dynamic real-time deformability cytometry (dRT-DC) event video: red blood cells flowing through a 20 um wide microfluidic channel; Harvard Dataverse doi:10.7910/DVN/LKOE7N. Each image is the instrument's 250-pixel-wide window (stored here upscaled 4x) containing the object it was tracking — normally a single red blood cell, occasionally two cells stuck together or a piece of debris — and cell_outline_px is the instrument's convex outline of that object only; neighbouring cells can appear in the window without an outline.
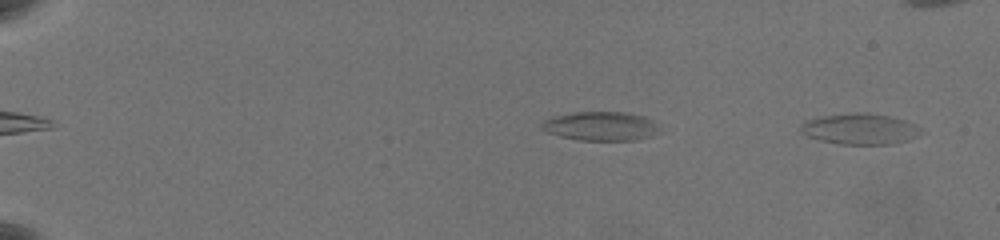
{"species": "common noctule bat (a hibernating species)", "species_latin": "Nyctalus noctula", "temperature_condition": "warm", "stored_images_in_passage": 17, "camera_frame_rate_fps": 3000, "um_per_image_px": 0.085, "animal": {"sex": "female", "body_mass_g": 19.5, "forearm_length_mm": 54.1}, "frame": {"image": 1, "passage_image": 3, "time_ms": 0.667, "image_size_px": [1000, 240], "cell_outline_px": [[924, 132], [920, 136], [908, 140], [892, 144], [840, 144], [820, 140], [808, 136], [800, 132], [800, 128], [804, 120], [824, 116], [888, 116], [904, 120], [920, 128]], "centroid_in_image_um": [73.12, 11.03], "position_along_channel_um": 11.9, "area_um2": 20.58}}